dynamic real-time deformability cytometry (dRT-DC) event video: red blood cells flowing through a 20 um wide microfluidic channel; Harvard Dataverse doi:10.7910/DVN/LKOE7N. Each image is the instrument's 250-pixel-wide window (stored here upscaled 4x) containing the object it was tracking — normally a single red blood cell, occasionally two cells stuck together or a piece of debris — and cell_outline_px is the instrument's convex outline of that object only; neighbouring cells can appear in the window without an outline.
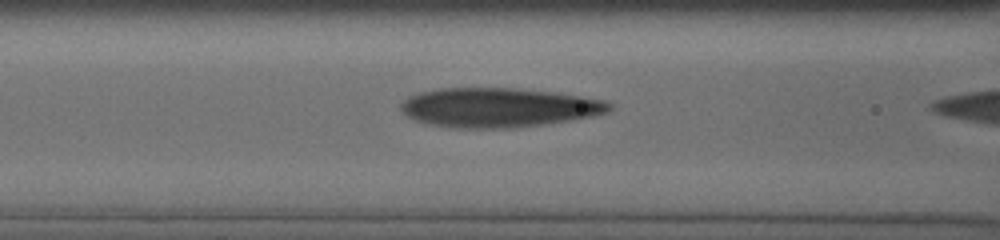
{"species": "human", "species_latin": "Homo sapiens", "temperature_condition": "cold", "stored_images_in_passage": 27, "camera_frame_rate_fps": 3000, "um_per_image_px": 0.085, "donor": {"sex": "male"}, "frame": {"image": 1, "passage_image": 22, "time_ms": 6.667, "image_size_px": [1000, 240], "cell_outline_px": [[612, 108], [608, 112], [596, 116], [572, 120], [544, 124], [512, 128], [452, 128], [424, 124], [408, 116], [400, 108], [400, 104], [408, 96], [420, 92], [440, 88], [512, 88], [556, 92], [604, 100], [612, 104]], "centroid_in_image_um": [42.38, 9.14], "position_along_channel_um": 124.2, "area_um2": 48.15}}
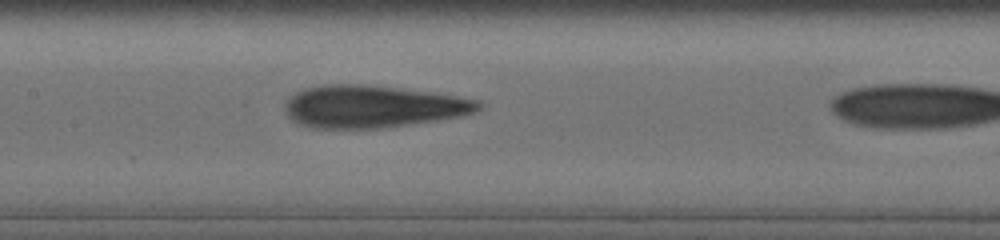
{"frame": {"image": 2, "passage_image": 26, "time_ms": 8.0, "image_size_px": [1000, 240], "cell_outline_px": [[484, 104], [476, 112], [464, 116], [380, 128], [312, 128], [300, 124], [292, 120], [288, 116], [284, 108], [284, 104], [296, 92], [304, 88], [324, 84], [360, 84], [396, 88], [456, 96], [480, 100]], "centroid_in_image_um": [31.67, 9.06], "position_along_channel_um": 175.7, "area_um2": 47.51}}